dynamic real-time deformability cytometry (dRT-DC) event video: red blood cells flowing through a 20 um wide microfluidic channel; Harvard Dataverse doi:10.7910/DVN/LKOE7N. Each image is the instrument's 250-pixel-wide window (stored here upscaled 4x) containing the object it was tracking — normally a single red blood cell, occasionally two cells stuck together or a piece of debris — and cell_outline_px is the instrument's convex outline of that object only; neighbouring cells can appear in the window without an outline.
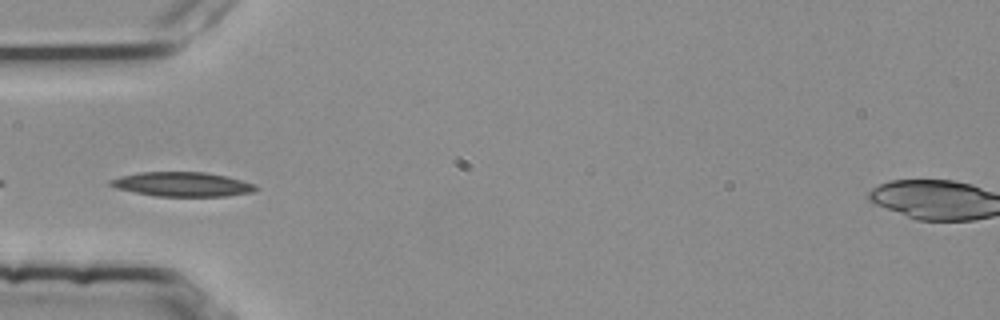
{"species": "common noctule bat (a hibernating species)", "species_latin": "Nyctalus noctula", "temperature_condition": "room temperature", "stored_images_in_passage": 34, "camera_frame_rate_fps": 3000, "um_per_image_px": 0.085, "animal": {"sex": "female", "body_mass_g": 25.1}, "frame": {"image": 1, "passage_image": 1, "time_ms": 0.0, "image_size_px": [1000, 320], "cell_outline_px": [[260, 188], [252, 192], [224, 196], [156, 196], [116, 188], [108, 184], [108, 180], [120, 176], [140, 172], [204, 172], [224, 176], [240, 180], [252, 184]], "centroid_in_image_um": [15.45, 15.66], "position_along_channel_um": 69.6, "area_um2": 20.4}}
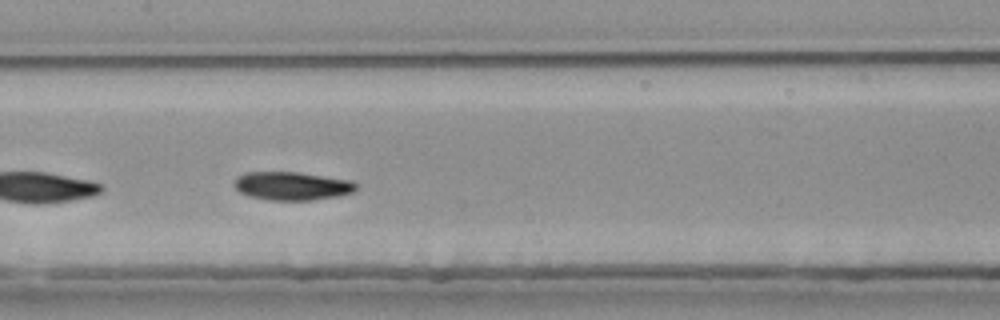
{"frame": {"image": 2, "passage_image": 10, "time_ms": 3.0, "image_size_px": [1000, 320], "cell_outline_px": [[360, 184], [352, 192], [336, 196], [312, 200], [272, 200], [248, 196], [240, 192], [232, 184], [236, 176], [244, 172], [300, 172], [352, 180]], "centroid_in_image_um": [24.81, 15.79], "position_along_channel_um": 182.6, "area_um2": 20.35}, "authors_computed_cell_mechanics": {"area_um2": 20.1433, "velocity_mm_per_s": 3.7516, "shape_relaxation_time_tau1_ms": 4.2823, "shape_relaxation_time_tau2_ms": null, "deformation_change_tau1": 0.1549, "deformation_change_tau2": null}}